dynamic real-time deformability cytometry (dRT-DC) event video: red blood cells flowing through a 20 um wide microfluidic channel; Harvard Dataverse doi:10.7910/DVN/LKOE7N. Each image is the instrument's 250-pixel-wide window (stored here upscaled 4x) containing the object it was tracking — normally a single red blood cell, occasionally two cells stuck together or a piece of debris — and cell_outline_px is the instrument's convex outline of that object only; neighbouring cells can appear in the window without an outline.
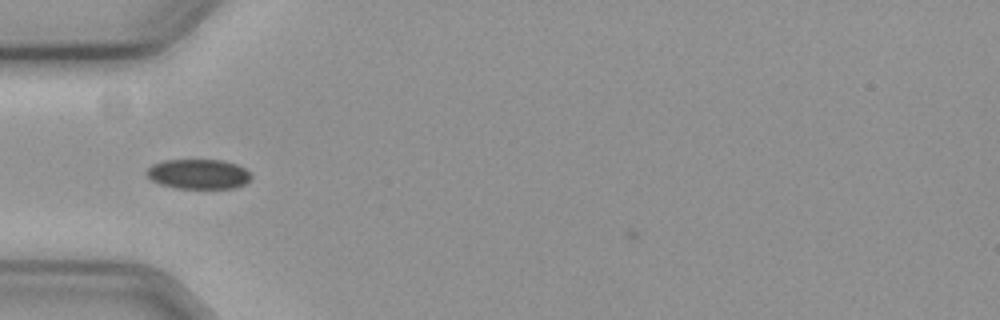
{"species": "common noctule bat (a hibernating species)", "species_latin": "Nyctalus noctula", "temperature_condition": "cold", "stored_images_in_passage": 36, "camera_frame_rate_fps": 3000, "um_per_image_px": 0.085, "animal": {"sex": "female", "body_mass_g": 19.3, "forearm_length_mm": 54.1}, "frame": {"image": 1, "passage_image": 2, "time_ms": 0.333, "image_size_px": [1000, 320], "cell_outline_px": [[252, 176], [244, 184], [232, 188], [176, 188], [160, 184], [152, 180], [144, 172], [152, 164], [164, 160], [224, 160], [236, 164], [244, 168]], "centroid_in_image_um": [16.84, 14.79], "position_along_channel_um": 68.2, "area_um2": 18.09}, "authors_computed_cell_mechanics": {"area_um2": 19.1896, "velocity_mm_per_s": 3.591, "shape_relaxation_time_tau1_ms": null, "shape_relaxation_time_tau2_ms": 10.9293, "deformation_change_tau1": null, "deformation_change_tau2": 0.1022}}